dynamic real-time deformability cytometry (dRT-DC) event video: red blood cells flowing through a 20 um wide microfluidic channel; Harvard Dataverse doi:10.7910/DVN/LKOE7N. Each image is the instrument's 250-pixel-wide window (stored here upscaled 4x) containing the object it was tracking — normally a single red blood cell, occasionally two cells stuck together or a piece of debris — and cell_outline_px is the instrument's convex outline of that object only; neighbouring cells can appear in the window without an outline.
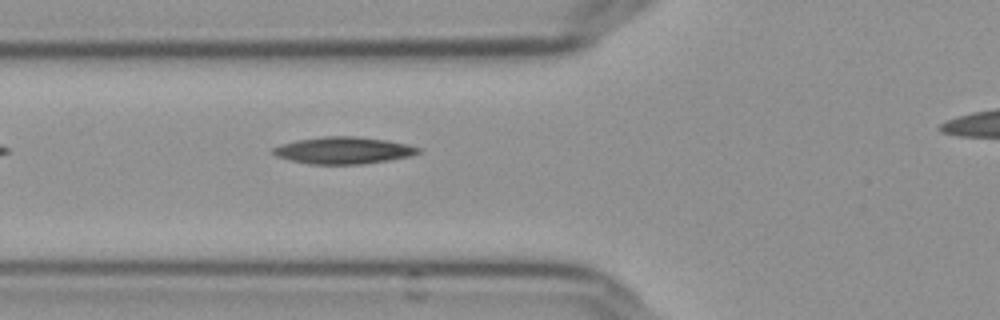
{"species": "Egyptian fruit bat (a non-hibernating species)", "species_latin": "Rousettus aegyptiacus", "temperature_condition": "cold", "stored_images_in_passage": 33, "camera_frame_rate_fps": 3000, "um_per_image_px": 0.085, "frame": {"image": 1, "passage_image": 3, "time_ms": 0.667, "image_size_px": [1000, 320], "cell_outline_px": [[420, 152], [412, 156], [388, 160], [360, 164], [308, 164], [276, 156], [268, 152], [272, 148], [280, 144], [296, 140], [324, 136], [356, 136], [384, 140], [404, 144], [420, 148]], "centroid_in_image_um": [29.12, 12.78], "position_along_channel_um": 96.7, "area_um2": 22.72}}
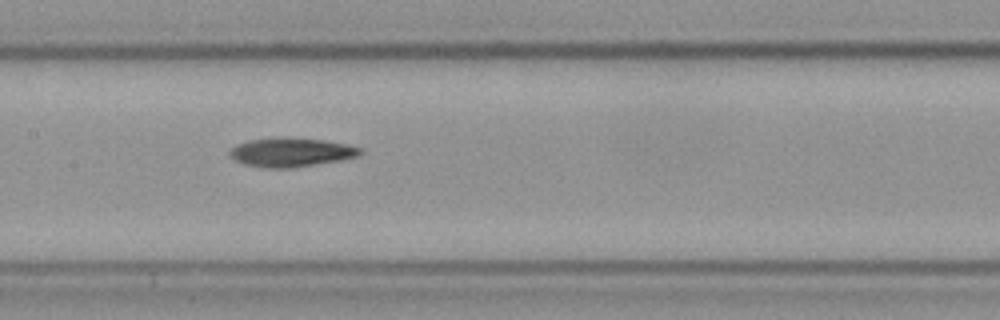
{"frame": {"image": 2, "passage_image": 10, "time_ms": 3.0, "image_size_px": [1000, 320], "cell_outline_px": [[364, 152], [360, 156], [340, 160], [292, 168], [264, 168], [244, 164], [236, 160], [228, 152], [236, 144], [248, 140], [324, 140], [348, 144], [364, 148]], "centroid_in_image_um": [24.82, 12.99], "position_along_channel_um": 182.6, "area_um2": 21.27}}
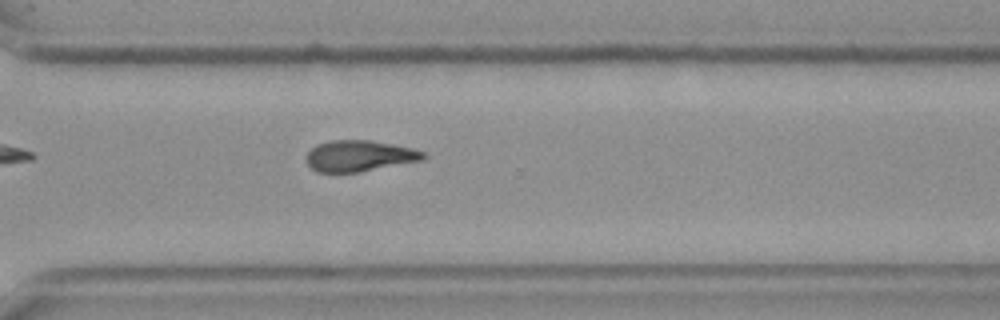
{"frame": {"image": 3, "passage_image": 23, "time_ms": 7.333, "image_size_px": [1000, 320], "cell_outline_px": [[428, 156], [420, 160], [360, 172], [316, 172], [308, 164], [308, 152], [316, 144], [328, 140], [368, 140], [412, 148], [424, 152]], "centroid_in_image_um": [30.53, 13.25], "position_along_channel_um": 340.1, "area_um2": 20.92}}